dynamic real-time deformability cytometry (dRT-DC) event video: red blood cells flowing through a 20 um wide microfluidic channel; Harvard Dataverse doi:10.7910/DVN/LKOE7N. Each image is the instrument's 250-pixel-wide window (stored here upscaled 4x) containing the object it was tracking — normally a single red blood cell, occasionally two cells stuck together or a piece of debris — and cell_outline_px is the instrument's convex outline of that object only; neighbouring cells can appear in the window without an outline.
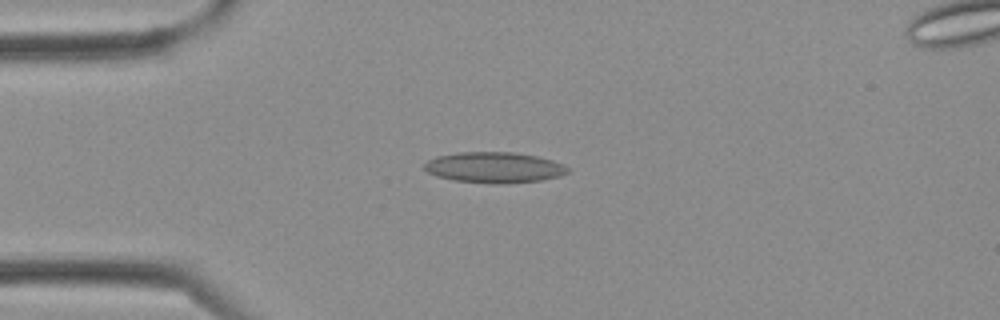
{"species": "Egyptian fruit bat (a non-hibernating species)", "species_latin": "Rousettus aegyptiacus", "temperature_condition": "cold", "stored_images_in_passage": 3, "camera_frame_rate_fps": 3000, "um_per_image_px": 0.085, "frame": {"image": 1, "passage_image": 2, "time_ms": 0.333, "image_size_px": [1000, 320], "cell_outline_px": [[568, 172], [560, 176], [540, 180], [508, 184], [492, 184], [452, 180], [436, 176], [428, 172], [424, 168], [424, 164], [428, 160], [436, 156], [456, 152], [516, 152], [536, 156], [552, 160], [564, 164], [568, 168]], "centroid_in_image_um": [41.99, 14.24], "position_along_channel_um": 43.0, "area_um2": 25.95}}